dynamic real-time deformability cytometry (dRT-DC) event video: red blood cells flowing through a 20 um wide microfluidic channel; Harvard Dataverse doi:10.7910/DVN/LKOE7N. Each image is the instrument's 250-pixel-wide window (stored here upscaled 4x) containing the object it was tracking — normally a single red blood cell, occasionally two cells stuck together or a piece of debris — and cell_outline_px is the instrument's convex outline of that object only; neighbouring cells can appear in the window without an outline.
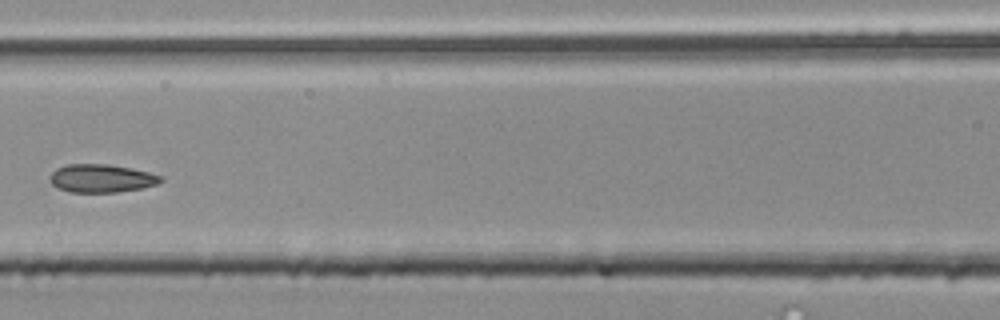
{"species": "common noctule bat (a hibernating species)", "species_latin": "Nyctalus noctula", "temperature_condition": "room temperature", "stored_images_in_passage": 4, "camera_frame_rate_fps": 3000, "um_per_image_px": 0.085, "animal": {"sex": "male", "body_mass_g": 20.4}, "frame": {"image": 1, "passage_image": 4, "time_ms": 1.0, "image_size_px": [1000, 320], "cell_outline_px": [[164, 180], [156, 184], [140, 188], [116, 192], [68, 192], [56, 188], [48, 180], [48, 176], [56, 168], [68, 164], [108, 164], [148, 172], [160, 176]], "centroid_in_image_um": [8.54, 15.16], "position_along_channel_um": 158.1, "area_um2": 18.15}}